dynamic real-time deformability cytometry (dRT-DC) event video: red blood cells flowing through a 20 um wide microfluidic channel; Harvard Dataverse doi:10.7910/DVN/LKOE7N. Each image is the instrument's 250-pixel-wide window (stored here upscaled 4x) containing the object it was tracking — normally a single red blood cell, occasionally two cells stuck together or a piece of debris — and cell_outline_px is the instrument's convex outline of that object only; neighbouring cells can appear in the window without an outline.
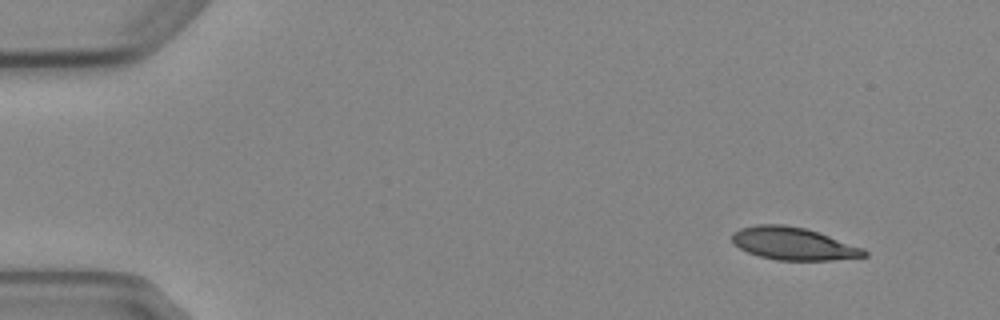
{"species": "Egyptian fruit bat (a non-hibernating species)", "species_latin": "Rousettus aegyptiacus", "temperature_condition": "cold", "stored_images_in_passage": 3, "camera_frame_rate_fps": 3000, "um_per_image_px": 0.085, "animal": {"sex": "female"}, "frame": {"image": 1, "passage_image": 1, "time_ms": 0.0, "image_size_px": [1000, 320], "cell_outline_px": [[868, 256], [832, 260], [776, 260], [760, 256], [748, 252], [732, 244], [732, 232], [740, 228], [756, 224], [784, 224], [804, 228], [864, 248], [868, 252]], "centroid_in_image_um": [67.4, 20.71], "position_along_channel_um": 17.6, "area_um2": 25.03}}
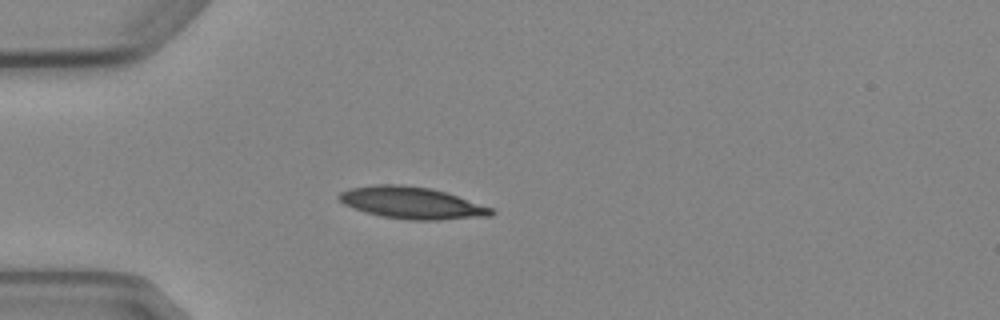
{"frame": {"image": 2, "passage_image": 3, "time_ms": 3.333, "image_size_px": [1000, 320], "cell_outline_px": [[496, 212], [492, 216], [436, 220], [408, 220], [380, 216], [364, 212], [344, 204], [336, 196], [340, 192], [348, 188], [376, 184], [400, 184], [432, 188], [492, 208]], "centroid_in_image_um": [34.96, 17.24], "position_along_channel_um": 50.0, "area_um2": 28.32}}